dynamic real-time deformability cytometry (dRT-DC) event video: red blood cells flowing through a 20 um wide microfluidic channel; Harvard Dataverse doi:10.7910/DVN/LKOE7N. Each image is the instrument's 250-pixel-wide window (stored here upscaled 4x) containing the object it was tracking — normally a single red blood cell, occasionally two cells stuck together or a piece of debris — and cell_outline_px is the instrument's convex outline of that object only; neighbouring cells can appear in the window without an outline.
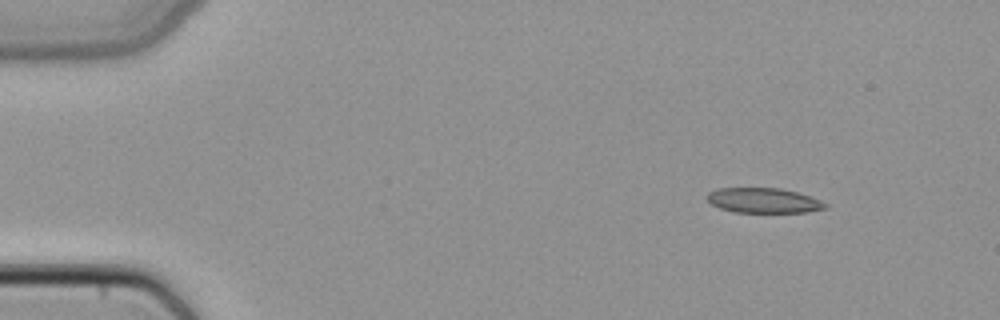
{"species": "common noctule bat (a hibernating species)", "species_latin": "Nyctalus noctula", "temperature_condition": "cold", "stored_images_in_passage": 4, "camera_frame_rate_fps": 3000, "um_per_image_px": 0.085, "animal": {"sex": "female", "body_mass_g": 22.7, "forearm_length_mm": 54.2}, "frame": {"image": 1, "passage_image": 1, "time_ms": 0.0, "image_size_px": [1000, 320], "cell_outline_px": [[828, 208], [808, 212], [732, 212], [720, 208], [712, 204], [708, 200], [708, 192], [716, 188], [780, 188], [796, 192], [820, 200], [828, 204]], "centroid_in_image_um": [64.91, 17.04], "position_along_channel_um": 20.1, "area_um2": 17.17}}
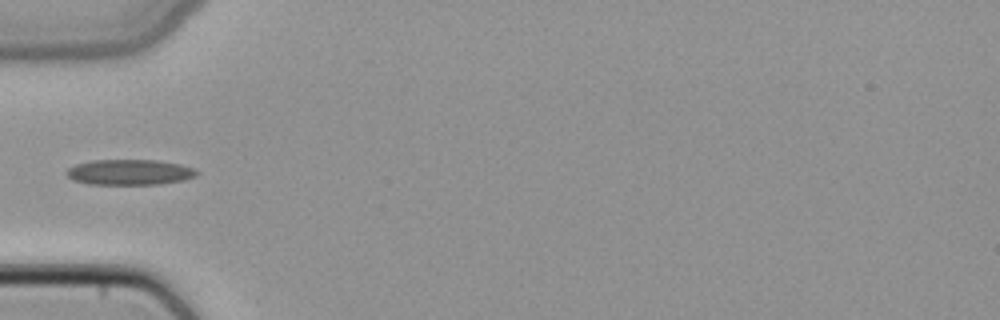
{"frame": {"image": 2, "passage_image": 4, "time_ms": 1.0, "image_size_px": [1000, 320], "cell_outline_px": [[200, 172], [196, 176], [184, 180], [160, 184], [88, 184], [72, 180], [64, 172], [68, 168], [76, 164], [92, 160], [156, 160], [180, 164], [192, 168]], "centroid_in_image_um": [11.0, 14.64], "position_along_channel_um": 74.0, "area_um2": 19.42}}